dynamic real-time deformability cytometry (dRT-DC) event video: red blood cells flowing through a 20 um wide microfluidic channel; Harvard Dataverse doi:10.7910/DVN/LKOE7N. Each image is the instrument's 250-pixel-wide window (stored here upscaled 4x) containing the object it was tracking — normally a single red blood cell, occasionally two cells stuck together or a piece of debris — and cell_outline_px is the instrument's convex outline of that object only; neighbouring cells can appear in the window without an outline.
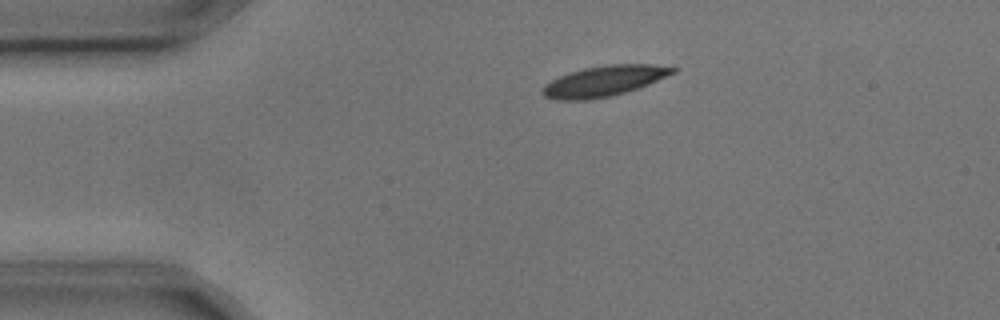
{"species": "common noctule bat (a hibernating species)", "species_latin": "Nyctalus noctula", "temperature_condition": "cold", "stored_images_in_passage": 3, "camera_frame_rate_fps": 3000, "um_per_image_px": 0.085, "animal": {"sex": "male", "body_mass_g": 17.9, "forearm_length_mm": 54.2}, "frame": {"image": 1, "passage_image": 1, "time_ms": 0.0, "image_size_px": [1000, 320], "cell_outline_px": [[676, 72], [648, 84], [612, 96], [588, 100], [556, 100], [544, 96], [540, 92], [544, 84], [568, 72], [584, 68], [608, 64], [652, 64], [676, 68]], "centroid_in_image_um": [51.29, 6.89], "position_along_channel_um": 33.7, "area_um2": 23.12}}